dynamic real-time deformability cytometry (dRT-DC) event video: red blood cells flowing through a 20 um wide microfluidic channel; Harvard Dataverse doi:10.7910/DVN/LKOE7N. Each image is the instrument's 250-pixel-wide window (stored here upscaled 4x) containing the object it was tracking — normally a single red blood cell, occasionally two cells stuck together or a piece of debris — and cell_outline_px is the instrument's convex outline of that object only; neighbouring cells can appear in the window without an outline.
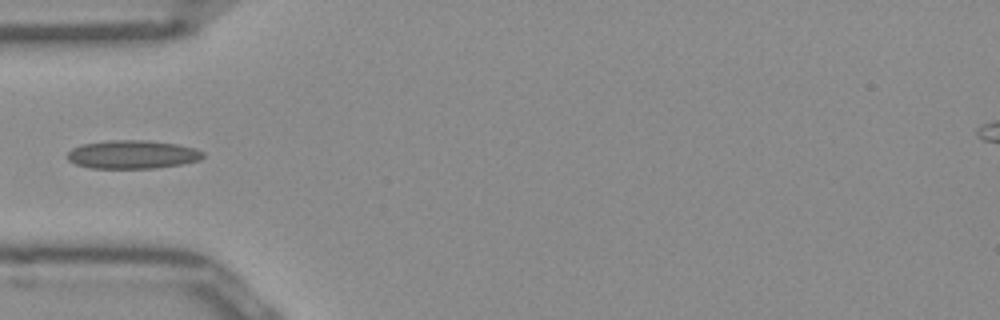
{"species": "Egyptian fruit bat (a non-hibernating species)", "species_latin": "Rousettus aegyptiacus", "temperature_condition": "room temperature", "stored_images_in_passage": 29, "camera_frame_rate_fps": 3000, "um_per_image_px": 0.085, "frame": {"image": 1, "passage_image": 1, "time_ms": 0.0, "image_size_px": [1000, 320], "cell_outline_px": [[204, 156], [200, 160], [180, 164], [152, 168], [88, 168], [76, 164], [68, 160], [68, 152], [72, 148], [84, 144], [108, 140], [148, 140], [176, 144], [196, 148], [204, 152]], "centroid_in_image_um": [11.26, 13.13], "position_along_channel_um": 73.7, "area_um2": 22.43}}
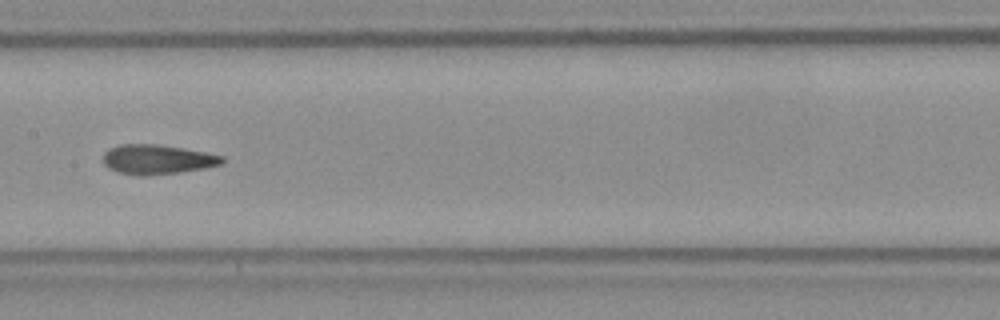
{"frame": {"image": 2, "passage_image": 10, "time_ms": 3.0, "image_size_px": [1000, 320], "cell_outline_px": [[224, 164], [204, 168], [180, 172], [144, 176], [140, 176], [120, 172], [108, 168], [104, 164], [104, 152], [108, 148], [120, 144], [156, 144], [184, 148], [224, 156]], "centroid_in_image_um": [13.37, 13.55], "position_along_channel_um": 194.0, "area_um2": 20.58}}
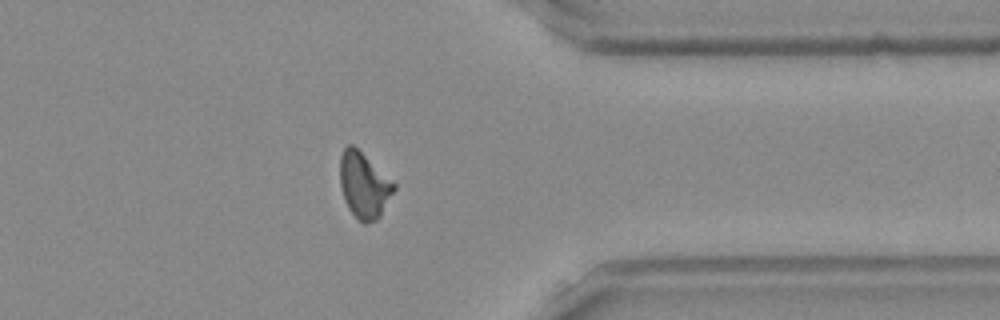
{"frame": {"image": 3, "passage_image": 25, "time_ms": 8.0, "image_size_px": [1000, 320], "cell_outline_px": [[396, 188], [380, 216], [376, 220], [368, 224], [364, 224], [348, 208], [344, 200], [340, 184], [340, 156], [344, 148], [348, 144], [352, 144], [396, 184]], "centroid_in_image_um": [30.93, 15.76], "position_along_channel_um": 380.5, "area_um2": 20.46}}